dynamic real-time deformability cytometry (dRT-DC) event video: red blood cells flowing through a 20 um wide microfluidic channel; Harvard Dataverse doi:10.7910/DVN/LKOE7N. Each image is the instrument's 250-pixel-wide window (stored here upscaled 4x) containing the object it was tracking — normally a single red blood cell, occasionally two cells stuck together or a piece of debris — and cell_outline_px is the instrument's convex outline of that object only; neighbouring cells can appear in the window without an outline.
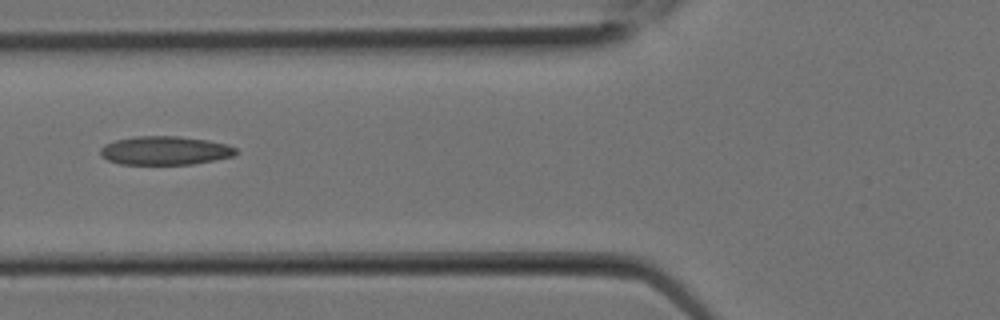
{"species": "Egyptian fruit bat (a non-hibernating species)", "species_latin": "Rousettus aegyptiacus", "temperature_condition": "room temperature", "stored_images_in_passage": 3, "camera_frame_rate_fps": 3000, "um_per_image_px": 0.085, "animal": {"sex": "female"}, "frame": {"image": 1, "passage_image": 3, "time_ms": 0.667, "image_size_px": [1000, 320], "cell_outline_px": [[240, 152], [236, 156], [192, 164], [120, 164], [108, 160], [100, 156], [100, 148], [104, 144], [116, 140], [136, 136], [176, 136], [208, 140], [228, 144], [236, 148]], "centroid_in_image_um": [14.06, 12.8], "position_along_channel_um": 111.7, "area_um2": 22.83}}